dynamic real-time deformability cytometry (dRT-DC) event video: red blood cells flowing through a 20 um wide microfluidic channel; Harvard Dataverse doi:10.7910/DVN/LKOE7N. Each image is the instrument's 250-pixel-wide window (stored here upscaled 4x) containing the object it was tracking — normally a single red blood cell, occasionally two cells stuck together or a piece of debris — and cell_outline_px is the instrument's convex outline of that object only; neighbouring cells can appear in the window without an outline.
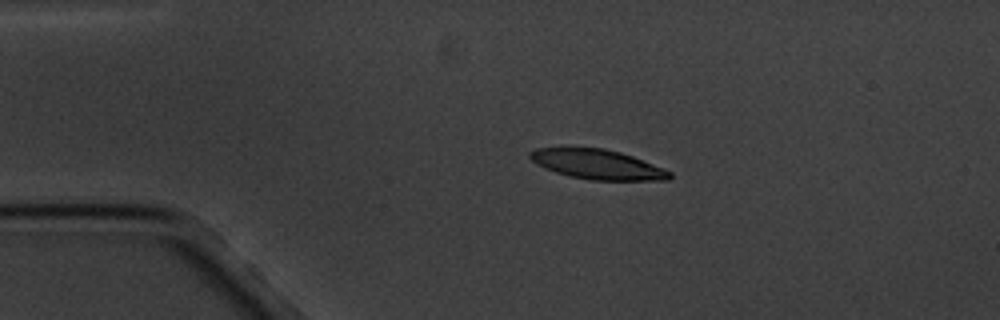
{"species": "common noctule bat (a hibernating species)", "species_latin": "Nyctalus noctula", "temperature_condition": "cold", "stored_images_in_passage": 6, "camera_frame_rate_fps": 3000, "um_per_image_px": 0.085, "animal": {"sex": "male", "body_mass_g": 20.1, "forearm_length_mm": 53.5}, "frame": {"image": 1, "passage_image": 4, "time_ms": 3.667, "image_size_px": [1000, 320], "cell_outline_px": [[672, 176], [668, 180], [588, 180], [568, 176], [544, 168], [536, 164], [528, 156], [528, 152], [536, 148], [564, 144], [568, 144], [604, 148], [620, 152], [632, 156], [664, 168], [672, 172]], "centroid_in_image_um": [50.67, 13.91], "position_along_channel_um": 34.3, "area_um2": 25.26}}
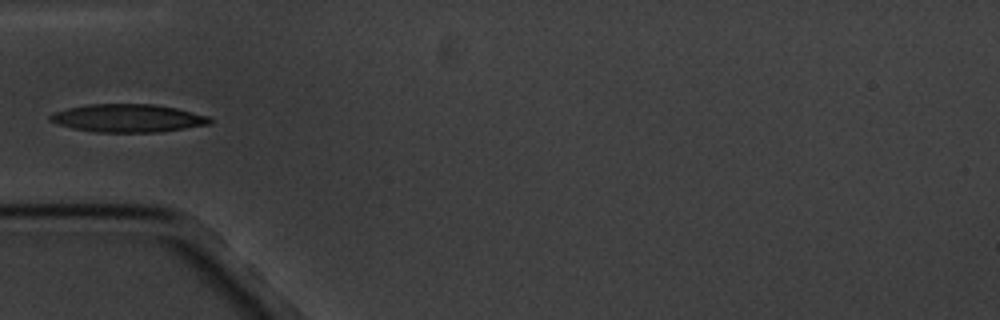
{"frame": {"image": 2, "passage_image": 6, "time_ms": 6.0, "image_size_px": [1000, 320], "cell_outline_px": [[212, 124], [160, 132], [96, 132], [72, 128], [56, 124], [48, 120], [48, 116], [52, 112], [68, 108], [88, 104], [156, 104], [176, 108], [208, 116], [212, 120]], "centroid_in_image_um": [10.85, 10.04], "position_along_channel_um": 74.2, "area_um2": 26.24}}